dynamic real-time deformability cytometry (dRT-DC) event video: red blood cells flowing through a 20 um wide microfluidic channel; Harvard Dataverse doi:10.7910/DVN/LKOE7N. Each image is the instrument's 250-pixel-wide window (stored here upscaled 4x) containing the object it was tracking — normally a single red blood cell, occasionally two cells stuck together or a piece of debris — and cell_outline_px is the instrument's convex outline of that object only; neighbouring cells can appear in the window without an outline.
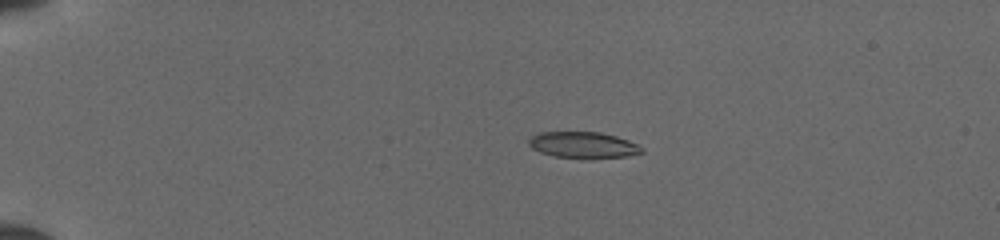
{"species": "common noctule bat (a hibernating species)", "species_latin": "Nyctalus noctula", "temperature_condition": "cold", "stored_images_in_passage": 40, "camera_frame_rate_fps": 3000, "um_per_image_px": 0.085, "animal": {"sex": "female", "body_mass_g": 19.5, "forearm_length_mm": 54.1}, "frame": {"image": 1, "passage_image": 1, "time_ms": 0.0, "image_size_px": [1000, 240], "cell_outline_px": [[644, 152], [628, 156], [556, 156], [540, 152], [532, 148], [528, 144], [528, 140], [532, 136], [540, 132], [600, 132], [616, 136], [628, 140], [644, 148]], "centroid_in_image_um": [49.56, 12.28], "position_along_channel_um": 35.4, "area_um2": 16.59}}
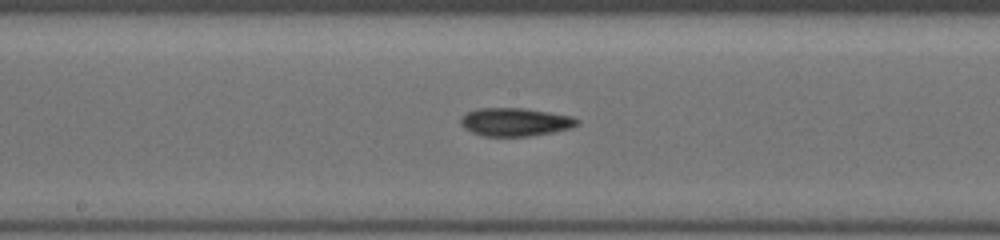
{"frame": {"image": 2, "passage_image": 18, "time_ms": 5.667, "image_size_px": [1000, 240], "cell_outline_px": [[580, 124], [572, 128], [552, 132], [528, 136], [484, 136], [472, 132], [464, 128], [460, 124], [460, 116], [476, 108], [524, 108], [572, 116], [580, 120]], "centroid_in_image_um": [43.79, 10.36], "position_along_channel_um": 204.4, "area_um2": 19.25}}
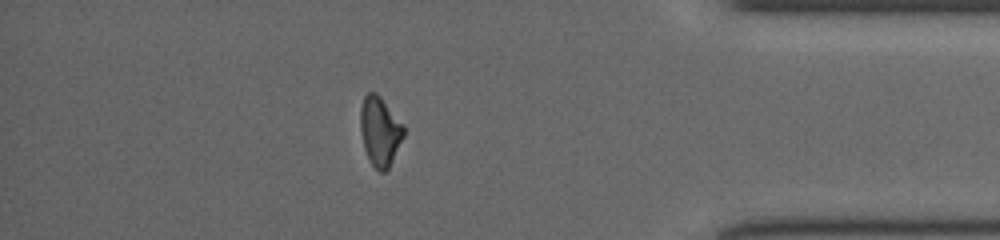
{"frame": {"image": 3, "passage_image": 34, "time_ms": 11.0, "image_size_px": [1000, 240], "cell_outline_px": [[404, 136], [388, 168], [384, 172], [380, 172], [368, 160], [364, 148], [360, 132], [360, 108], [364, 96], [368, 92], [376, 92], [380, 96], [404, 124]], "centroid_in_image_um": [32.28, 11.13], "position_along_channel_um": 402.9, "area_um2": 17.57}}